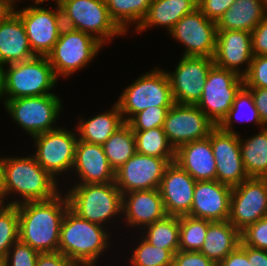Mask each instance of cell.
Masks as SVG:
<instances>
[{
    "label": "cell",
    "instance_id": "7a4b0ae2",
    "mask_svg": "<svg viewBox=\"0 0 267 266\" xmlns=\"http://www.w3.org/2000/svg\"><path fill=\"white\" fill-rule=\"evenodd\" d=\"M103 228L69 207L61 223L58 252L76 266H95L102 252L109 248V235Z\"/></svg>",
    "mask_w": 267,
    "mask_h": 266
},
{
    "label": "cell",
    "instance_id": "6f0895ef",
    "mask_svg": "<svg viewBox=\"0 0 267 266\" xmlns=\"http://www.w3.org/2000/svg\"><path fill=\"white\" fill-rule=\"evenodd\" d=\"M3 203H5V201L0 199V210L5 206V204H3Z\"/></svg>",
    "mask_w": 267,
    "mask_h": 266
},
{
    "label": "cell",
    "instance_id": "ffe728a7",
    "mask_svg": "<svg viewBox=\"0 0 267 266\" xmlns=\"http://www.w3.org/2000/svg\"><path fill=\"white\" fill-rule=\"evenodd\" d=\"M254 54L252 51L251 32L243 30H217L214 65L244 76L250 67ZM247 64L240 71V66Z\"/></svg>",
    "mask_w": 267,
    "mask_h": 266
},
{
    "label": "cell",
    "instance_id": "9f6ffc18",
    "mask_svg": "<svg viewBox=\"0 0 267 266\" xmlns=\"http://www.w3.org/2000/svg\"><path fill=\"white\" fill-rule=\"evenodd\" d=\"M8 7H11V0H2Z\"/></svg>",
    "mask_w": 267,
    "mask_h": 266
},
{
    "label": "cell",
    "instance_id": "9a60e30c",
    "mask_svg": "<svg viewBox=\"0 0 267 266\" xmlns=\"http://www.w3.org/2000/svg\"><path fill=\"white\" fill-rule=\"evenodd\" d=\"M184 44L185 57L213 58L216 50V22L208 19L199 8L183 16L169 32Z\"/></svg>",
    "mask_w": 267,
    "mask_h": 266
},
{
    "label": "cell",
    "instance_id": "c3c4849f",
    "mask_svg": "<svg viewBox=\"0 0 267 266\" xmlns=\"http://www.w3.org/2000/svg\"><path fill=\"white\" fill-rule=\"evenodd\" d=\"M220 266H253L251 262L248 261L246 252L238 246L234 249L225 259L220 263Z\"/></svg>",
    "mask_w": 267,
    "mask_h": 266
},
{
    "label": "cell",
    "instance_id": "3957f363",
    "mask_svg": "<svg viewBox=\"0 0 267 266\" xmlns=\"http://www.w3.org/2000/svg\"><path fill=\"white\" fill-rule=\"evenodd\" d=\"M58 184L37 162L34 156L5 157L4 200L9 194H20L22 200L11 201L8 205L25 202L48 201L60 192Z\"/></svg>",
    "mask_w": 267,
    "mask_h": 266
},
{
    "label": "cell",
    "instance_id": "b9f144b4",
    "mask_svg": "<svg viewBox=\"0 0 267 266\" xmlns=\"http://www.w3.org/2000/svg\"><path fill=\"white\" fill-rule=\"evenodd\" d=\"M241 242L244 245L267 251V216L243 230Z\"/></svg>",
    "mask_w": 267,
    "mask_h": 266
},
{
    "label": "cell",
    "instance_id": "bcb514c9",
    "mask_svg": "<svg viewBox=\"0 0 267 266\" xmlns=\"http://www.w3.org/2000/svg\"><path fill=\"white\" fill-rule=\"evenodd\" d=\"M35 266H76L61 252L39 253Z\"/></svg>",
    "mask_w": 267,
    "mask_h": 266
},
{
    "label": "cell",
    "instance_id": "30bf717a",
    "mask_svg": "<svg viewBox=\"0 0 267 266\" xmlns=\"http://www.w3.org/2000/svg\"><path fill=\"white\" fill-rule=\"evenodd\" d=\"M244 79L236 72L215 65L209 70L201 99L196 105L218 126L227 116Z\"/></svg>",
    "mask_w": 267,
    "mask_h": 266
},
{
    "label": "cell",
    "instance_id": "4316f807",
    "mask_svg": "<svg viewBox=\"0 0 267 266\" xmlns=\"http://www.w3.org/2000/svg\"><path fill=\"white\" fill-rule=\"evenodd\" d=\"M241 243V233L235 226L225 221H209L207 234L199 252L215 264H219Z\"/></svg>",
    "mask_w": 267,
    "mask_h": 266
},
{
    "label": "cell",
    "instance_id": "5b68a950",
    "mask_svg": "<svg viewBox=\"0 0 267 266\" xmlns=\"http://www.w3.org/2000/svg\"><path fill=\"white\" fill-rule=\"evenodd\" d=\"M63 26L85 32L102 45L125 34L110 18L105 0H60Z\"/></svg>",
    "mask_w": 267,
    "mask_h": 266
},
{
    "label": "cell",
    "instance_id": "44dd1931",
    "mask_svg": "<svg viewBox=\"0 0 267 266\" xmlns=\"http://www.w3.org/2000/svg\"><path fill=\"white\" fill-rule=\"evenodd\" d=\"M232 187L217 180L197 181L190 216L208 221H225L229 217Z\"/></svg>",
    "mask_w": 267,
    "mask_h": 266
},
{
    "label": "cell",
    "instance_id": "836d02e7",
    "mask_svg": "<svg viewBox=\"0 0 267 266\" xmlns=\"http://www.w3.org/2000/svg\"><path fill=\"white\" fill-rule=\"evenodd\" d=\"M141 229H147L143 237L151 245L170 250L173 254L179 250V217L167 215L164 219Z\"/></svg>",
    "mask_w": 267,
    "mask_h": 266
},
{
    "label": "cell",
    "instance_id": "8fae6325",
    "mask_svg": "<svg viewBox=\"0 0 267 266\" xmlns=\"http://www.w3.org/2000/svg\"><path fill=\"white\" fill-rule=\"evenodd\" d=\"M44 2H35L37 5L25 7L17 11L10 8L21 18L28 42L35 56H47L59 39L63 26L62 12L58 2L56 9L50 10L38 5Z\"/></svg>",
    "mask_w": 267,
    "mask_h": 266
},
{
    "label": "cell",
    "instance_id": "5bb4252c",
    "mask_svg": "<svg viewBox=\"0 0 267 266\" xmlns=\"http://www.w3.org/2000/svg\"><path fill=\"white\" fill-rule=\"evenodd\" d=\"M216 125L196 105L174 103L169 108L163 130L173 148L202 140L209 136Z\"/></svg>",
    "mask_w": 267,
    "mask_h": 266
},
{
    "label": "cell",
    "instance_id": "ab89813d",
    "mask_svg": "<svg viewBox=\"0 0 267 266\" xmlns=\"http://www.w3.org/2000/svg\"><path fill=\"white\" fill-rule=\"evenodd\" d=\"M243 79L246 88H267V56L254 55Z\"/></svg>",
    "mask_w": 267,
    "mask_h": 266
},
{
    "label": "cell",
    "instance_id": "484cf974",
    "mask_svg": "<svg viewBox=\"0 0 267 266\" xmlns=\"http://www.w3.org/2000/svg\"><path fill=\"white\" fill-rule=\"evenodd\" d=\"M266 15L265 0H235L216 22L217 30L252 32Z\"/></svg>",
    "mask_w": 267,
    "mask_h": 266
},
{
    "label": "cell",
    "instance_id": "4dcf8cb0",
    "mask_svg": "<svg viewBox=\"0 0 267 266\" xmlns=\"http://www.w3.org/2000/svg\"><path fill=\"white\" fill-rule=\"evenodd\" d=\"M102 145L108 162L114 171L136 153L134 131L126 122Z\"/></svg>",
    "mask_w": 267,
    "mask_h": 266
},
{
    "label": "cell",
    "instance_id": "681fc988",
    "mask_svg": "<svg viewBox=\"0 0 267 266\" xmlns=\"http://www.w3.org/2000/svg\"><path fill=\"white\" fill-rule=\"evenodd\" d=\"M247 254L248 261L253 266H267V251L244 245L242 242L239 245Z\"/></svg>",
    "mask_w": 267,
    "mask_h": 266
},
{
    "label": "cell",
    "instance_id": "d4e9b609",
    "mask_svg": "<svg viewBox=\"0 0 267 266\" xmlns=\"http://www.w3.org/2000/svg\"><path fill=\"white\" fill-rule=\"evenodd\" d=\"M174 161L196 181L216 180V160L208 137L178 147Z\"/></svg>",
    "mask_w": 267,
    "mask_h": 266
},
{
    "label": "cell",
    "instance_id": "7bdbcfd3",
    "mask_svg": "<svg viewBox=\"0 0 267 266\" xmlns=\"http://www.w3.org/2000/svg\"><path fill=\"white\" fill-rule=\"evenodd\" d=\"M173 266H215V263L199 251L178 250L174 254Z\"/></svg>",
    "mask_w": 267,
    "mask_h": 266
},
{
    "label": "cell",
    "instance_id": "7dc6e473",
    "mask_svg": "<svg viewBox=\"0 0 267 266\" xmlns=\"http://www.w3.org/2000/svg\"><path fill=\"white\" fill-rule=\"evenodd\" d=\"M258 110L262 123L267 125V88H248Z\"/></svg>",
    "mask_w": 267,
    "mask_h": 266
},
{
    "label": "cell",
    "instance_id": "d6986e66",
    "mask_svg": "<svg viewBox=\"0 0 267 266\" xmlns=\"http://www.w3.org/2000/svg\"><path fill=\"white\" fill-rule=\"evenodd\" d=\"M196 182L175 161L167 165L159 186L167 215L177 217L189 215Z\"/></svg>",
    "mask_w": 267,
    "mask_h": 266
},
{
    "label": "cell",
    "instance_id": "7402d4cb",
    "mask_svg": "<svg viewBox=\"0 0 267 266\" xmlns=\"http://www.w3.org/2000/svg\"><path fill=\"white\" fill-rule=\"evenodd\" d=\"M33 57L21 18L7 7L0 15V65L7 66Z\"/></svg>",
    "mask_w": 267,
    "mask_h": 266
},
{
    "label": "cell",
    "instance_id": "1f68e13d",
    "mask_svg": "<svg viewBox=\"0 0 267 266\" xmlns=\"http://www.w3.org/2000/svg\"><path fill=\"white\" fill-rule=\"evenodd\" d=\"M110 18L126 33L131 23L136 28L146 16L152 0H105Z\"/></svg>",
    "mask_w": 267,
    "mask_h": 266
},
{
    "label": "cell",
    "instance_id": "f35d334b",
    "mask_svg": "<svg viewBox=\"0 0 267 266\" xmlns=\"http://www.w3.org/2000/svg\"><path fill=\"white\" fill-rule=\"evenodd\" d=\"M170 107L151 106L133 115L126 123L133 131H146L163 127L166 114Z\"/></svg>",
    "mask_w": 267,
    "mask_h": 266
},
{
    "label": "cell",
    "instance_id": "4fadbf2b",
    "mask_svg": "<svg viewBox=\"0 0 267 266\" xmlns=\"http://www.w3.org/2000/svg\"><path fill=\"white\" fill-rule=\"evenodd\" d=\"M76 134L58 127L33 137L36 147L34 157L54 179L57 174L73 169L78 141Z\"/></svg>",
    "mask_w": 267,
    "mask_h": 266
},
{
    "label": "cell",
    "instance_id": "816d5d0a",
    "mask_svg": "<svg viewBox=\"0 0 267 266\" xmlns=\"http://www.w3.org/2000/svg\"><path fill=\"white\" fill-rule=\"evenodd\" d=\"M3 69L4 67L0 65V99L3 95Z\"/></svg>",
    "mask_w": 267,
    "mask_h": 266
},
{
    "label": "cell",
    "instance_id": "f546056e",
    "mask_svg": "<svg viewBox=\"0 0 267 266\" xmlns=\"http://www.w3.org/2000/svg\"><path fill=\"white\" fill-rule=\"evenodd\" d=\"M240 152L248 177L267 178V126L251 138H240Z\"/></svg>",
    "mask_w": 267,
    "mask_h": 266
},
{
    "label": "cell",
    "instance_id": "6da1fadb",
    "mask_svg": "<svg viewBox=\"0 0 267 266\" xmlns=\"http://www.w3.org/2000/svg\"><path fill=\"white\" fill-rule=\"evenodd\" d=\"M19 205V239L39 253L58 252L61 223L70 207L67 194Z\"/></svg>",
    "mask_w": 267,
    "mask_h": 266
},
{
    "label": "cell",
    "instance_id": "60d3db41",
    "mask_svg": "<svg viewBox=\"0 0 267 266\" xmlns=\"http://www.w3.org/2000/svg\"><path fill=\"white\" fill-rule=\"evenodd\" d=\"M38 255L39 252L18 239L6 255L7 266H35Z\"/></svg>",
    "mask_w": 267,
    "mask_h": 266
},
{
    "label": "cell",
    "instance_id": "f907efd6",
    "mask_svg": "<svg viewBox=\"0 0 267 266\" xmlns=\"http://www.w3.org/2000/svg\"><path fill=\"white\" fill-rule=\"evenodd\" d=\"M5 158H0V199L4 201Z\"/></svg>",
    "mask_w": 267,
    "mask_h": 266
},
{
    "label": "cell",
    "instance_id": "52a82bcc",
    "mask_svg": "<svg viewBox=\"0 0 267 266\" xmlns=\"http://www.w3.org/2000/svg\"><path fill=\"white\" fill-rule=\"evenodd\" d=\"M174 103L167 71L160 68L144 73L116 101L124 122L148 107H172Z\"/></svg>",
    "mask_w": 267,
    "mask_h": 266
},
{
    "label": "cell",
    "instance_id": "11a10c76",
    "mask_svg": "<svg viewBox=\"0 0 267 266\" xmlns=\"http://www.w3.org/2000/svg\"><path fill=\"white\" fill-rule=\"evenodd\" d=\"M15 1H19V0H11V6H14V4H16L15 3ZM45 2L46 0H35V2Z\"/></svg>",
    "mask_w": 267,
    "mask_h": 266
},
{
    "label": "cell",
    "instance_id": "9c48e42d",
    "mask_svg": "<svg viewBox=\"0 0 267 266\" xmlns=\"http://www.w3.org/2000/svg\"><path fill=\"white\" fill-rule=\"evenodd\" d=\"M56 94L5 99L4 106L13 120L30 136L48 132L54 127L62 108Z\"/></svg>",
    "mask_w": 267,
    "mask_h": 266
},
{
    "label": "cell",
    "instance_id": "8d00e7d4",
    "mask_svg": "<svg viewBox=\"0 0 267 266\" xmlns=\"http://www.w3.org/2000/svg\"><path fill=\"white\" fill-rule=\"evenodd\" d=\"M132 254V266H173L174 254L167 249L151 245L143 237Z\"/></svg>",
    "mask_w": 267,
    "mask_h": 266
},
{
    "label": "cell",
    "instance_id": "277c9868",
    "mask_svg": "<svg viewBox=\"0 0 267 266\" xmlns=\"http://www.w3.org/2000/svg\"><path fill=\"white\" fill-rule=\"evenodd\" d=\"M3 69L4 99L41 96L51 93L58 78L46 56H35L29 60L8 64Z\"/></svg>",
    "mask_w": 267,
    "mask_h": 266
},
{
    "label": "cell",
    "instance_id": "7c38bea8",
    "mask_svg": "<svg viewBox=\"0 0 267 266\" xmlns=\"http://www.w3.org/2000/svg\"><path fill=\"white\" fill-rule=\"evenodd\" d=\"M267 216V178L249 177L232 188L228 221L241 233Z\"/></svg>",
    "mask_w": 267,
    "mask_h": 266
},
{
    "label": "cell",
    "instance_id": "ee69618b",
    "mask_svg": "<svg viewBox=\"0 0 267 266\" xmlns=\"http://www.w3.org/2000/svg\"><path fill=\"white\" fill-rule=\"evenodd\" d=\"M234 2L235 0H200L198 8L208 19L217 22Z\"/></svg>",
    "mask_w": 267,
    "mask_h": 266
},
{
    "label": "cell",
    "instance_id": "db71d44e",
    "mask_svg": "<svg viewBox=\"0 0 267 266\" xmlns=\"http://www.w3.org/2000/svg\"><path fill=\"white\" fill-rule=\"evenodd\" d=\"M0 266H7L6 256H0Z\"/></svg>",
    "mask_w": 267,
    "mask_h": 266
},
{
    "label": "cell",
    "instance_id": "e0dca14e",
    "mask_svg": "<svg viewBox=\"0 0 267 266\" xmlns=\"http://www.w3.org/2000/svg\"><path fill=\"white\" fill-rule=\"evenodd\" d=\"M208 138L216 160L217 181L233 188L249 178L241 157L239 134L216 126Z\"/></svg>",
    "mask_w": 267,
    "mask_h": 266
},
{
    "label": "cell",
    "instance_id": "8992f818",
    "mask_svg": "<svg viewBox=\"0 0 267 266\" xmlns=\"http://www.w3.org/2000/svg\"><path fill=\"white\" fill-rule=\"evenodd\" d=\"M68 192L70 208L90 222L104 226L103 222L123 214V194L115 182L77 184Z\"/></svg>",
    "mask_w": 267,
    "mask_h": 266
},
{
    "label": "cell",
    "instance_id": "d590c367",
    "mask_svg": "<svg viewBox=\"0 0 267 266\" xmlns=\"http://www.w3.org/2000/svg\"><path fill=\"white\" fill-rule=\"evenodd\" d=\"M209 221L190 215L179 217V250L200 251L205 237Z\"/></svg>",
    "mask_w": 267,
    "mask_h": 266
},
{
    "label": "cell",
    "instance_id": "f5cc1de1",
    "mask_svg": "<svg viewBox=\"0 0 267 266\" xmlns=\"http://www.w3.org/2000/svg\"><path fill=\"white\" fill-rule=\"evenodd\" d=\"M8 6L2 1L0 0V15L4 12V10L7 8Z\"/></svg>",
    "mask_w": 267,
    "mask_h": 266
},
{
    "label": "cell",
    "instance_id": "ac0fdd59",
    "mask_svg": "<svg viewBox=\"0 0 267 266\" xmlns=\"http://www.w3.org/2000/svg\"><path fill=\"white\" fill-rule=\"evenodd\" d=\"M169 163L164 158L135 153L115 171V184L122 194L159 189L165 168Z\"/></svg>",
    "mask_w": 267,
    "mask_h": 266
},
{
    "label": "cell",
    "instance_id": "d6a6232c",
    "mask_svg": "<svg viewBox=\"0 0 267 266\" xmlns=\"http://www.w3.org/2000/svg\"><path fill=\"white\" fill-rule=\"evenodd\" d=\"M134 136L137 153L164 158L168 163L174 162L175 149L170 144L163 127L134 131Z\"/></svg>",
    "mask_w": 267,
    "mask_h": 266
},
{
    "label": "cell",
    "instance_id": "ba28073f",
    "mask_svg": "<svg viewBox=\"0 0 267 266\" xmlns=\"http://www.w3.org/2000/svg\"><path fill=\"white\" fill-rule=\"evenodd\" d=\"M102 46L85 32L63 27L58 41L46 57L56 77H68L87 66Z\"/></svg>",
    "mask_w": 267,
    "mask_h": 266
},
{
    "label": "cell",
    "instance_id": "f1b7e54d",
    "mask_svg": "<svg viewBox=\"0 0 267 266\" xmlns=\"http://www.w3.org/2000/svg\"><path fill=\"white\" fill-rule=\"evenodd\" d=\"M124 123L118 105L115 104L111 110L91 119L81 118L77 126L78 140L102 145Z\"/></svg>",
    "mask_w": 267,
    "mask_h": 266
},
{
    "label": "cell",
    "instance_id": "603a6c76",
    "mask_svg": "<svg viewBox=\"0 0 267 266\" xmlns=\"http://www.w3.org/2000/svg\"><path fill=\"white\" fill-rule=\"evenodd\" d=\"M73 168L81 180L78 184L110 183L115 180V171L101 144L78 140Z\"/></svg>",
    "mask_w": 267,
    "mask_h": 266
},
{
    "label": "cell",
    "instance_id": "2e32d148",
    "mask_svg": "<svg viewBox=\"0 0 267 266\" xmlns=\"http://www.w3.org/2000/svg\"><path fill=\"white\" fill-rule=\"evenodd\" d=\"M213 65V58L182 56L176 70L167 72L174 102L197 105Z\"/></svg>",
    "mask_w": 267,
    "mask_h": 266
},
{
    "label": "cell",
    "instance_id": "cb8c5ba5",
    "mask_svg": "<svg viewBox=\"0 0 267 266\" xmlns=\"http://www.w3.org/2000/svg\"><path fill=\"white\" fill-rule=\"evenodd\" d=\"M122 213H125L127 223L132 227H146L167 216L159 189L123 194Z\"/></svg>",
    "mask_w": 267,
    "mask_h": 266
},
{
    "label": "cell",
    "instance_id": "f6af8a7d",
    "mask_svg": "<svg viewBox=\"0 0 267 266\" xmlns=\"http://www.w3.org/2000/svg\"><path fill=\"white\" fill-rule=\"evenodd\" d=\"M252 51L257 56H267V15L251 32Z\"/></svg>",
    "mask_w": 267,
    "mask_h": 266
},
{
    "label": "cell",
    "instance_id": "83f0119b",
    "mask_svg": "<svg viewBox=\"0 0 267 266\" xmlns=\"http://www.w3.org/2000/svg\"><path fill=\"white\" fill-rule=\"evenodd\" d=\"M196 8L198 2L195 0H152L146 16L135 31L141 32L156 25L167 27L170 32L183 16Z\"/></svg>",
    "mask_w": 267,
    "mask_h": 266
},
{
    "label": "cell",
    "instance_id": "e575fe53",
    "mask_svg": "<svg viewBox=\"0 0 267 266\" xmlns=\"http://www.w3.org/2000/svg\"><path fill=\"white\" fill-rule=\"evenodd\" d=\"M243 107H245L244 109H247L248 107L249 110H246V112L248 111L249 113L247 115H244V113H242V111H244L242 110ZM239 113L240 115L243 114L244 116H248V117L244 118L243 115L239 116ZM241 117H243L242 120L244 119V122L251 120V121H254V124L260 126V128L266 127L260 119L258 110L254 104L251 91L245 86H243L240 89V91L236 94V97H235V100L233 101L231 109L229 110L227 116L218 125V127L222 131L235 133V130H232L233 129L232 124L234 123L233 120H239Z\"/></svg>",
    "mask_w": 267,
    "mask_h": 266
},
{
    "label": "cell",
    "instance_id": "74e56055",
    "mask_svg": "<svg viewBox=\"0 0 267 266\" xmlns=\"http://www.w3.org/2000/svg\"><path fill=\"white\" fill-rule=\"evenodd\" d=\"M19 239V213L16 205L6 204L0 210V256H6Z\"/></svg>",
    "mask_w": 267,
    "mask_h": 266
}]
</instances>
